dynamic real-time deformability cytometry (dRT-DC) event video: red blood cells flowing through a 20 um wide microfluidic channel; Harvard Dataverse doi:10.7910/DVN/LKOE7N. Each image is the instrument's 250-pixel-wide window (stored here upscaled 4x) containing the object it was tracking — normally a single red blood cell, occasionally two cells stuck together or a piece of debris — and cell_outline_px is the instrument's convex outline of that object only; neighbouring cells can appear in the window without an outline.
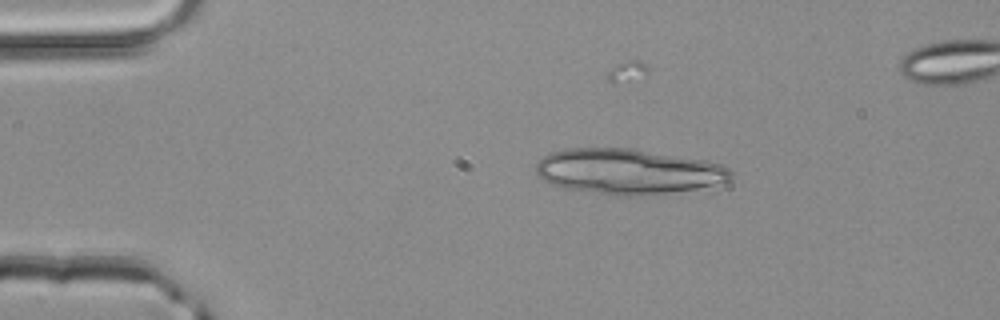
{"species": "common noctule bat (a hibernating species)", "species_latin": "Nyctalus noctula", "temperature_condition": "room temperature", "stored_images_in_passage": 3, "segment_of_instrument_passage": [1, 2], "camera_frame_rate_fps": 3000, "um_per_image_px": 0.085, "animal": {"sex": "male", "body_mass_g": 20.4}, "frame": {"image": 1, "passage_image": 1, "time_ms": 0.0, "image_size_px": [1000, 320], "cell_outline_px": [[732, 176], [728, 180], [696, 188], [640, 196], [612, 196], [568, 188], [552, 184], [544, 180], [536, 172], [536, 164], [544, 156], [552, 152], [568, 148], [632, 148], [704, 160], [720, 164], [728, 168], [732, 172]], "centroid_in_image_um": [53.35, 14.57], "position_along_channel_um": 31.6, "area_um2": 50.98}}